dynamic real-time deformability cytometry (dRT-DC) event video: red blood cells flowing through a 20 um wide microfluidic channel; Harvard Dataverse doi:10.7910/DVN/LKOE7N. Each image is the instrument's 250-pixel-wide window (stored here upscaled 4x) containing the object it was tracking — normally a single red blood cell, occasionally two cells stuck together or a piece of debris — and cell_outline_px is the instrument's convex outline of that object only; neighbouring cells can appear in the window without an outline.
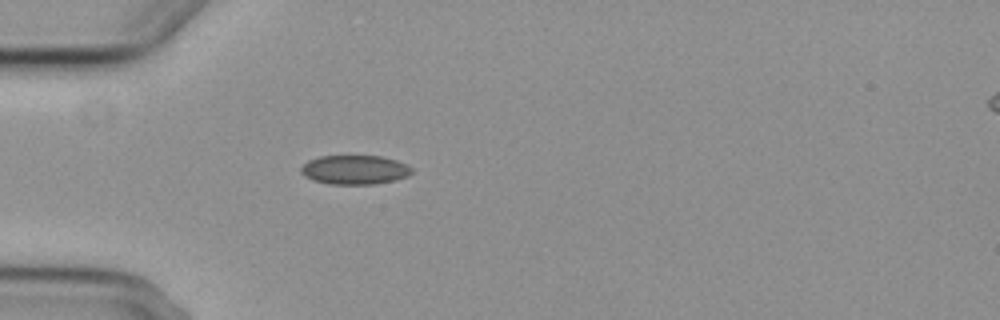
{"species": "common noctule bat (a hibernating species)", "species_latin": "Nyctalus noctula", "temperature_condition": "cold", "stored_images_in_passage": 4, "camera_frame_rate_fps": 3000, "um_per_image_px": 0.085, "animal": {"sex": "female", "body_mass_g": 29.2, "forearm_length_mm": 56.3}, "frame": {"image": 1, "passage_image": 4, "time_ms": 3.667, "image_size_px": [1000, 320], "cell_outline_px": [[412, 172], [408, 176], [376, 184], [328, 184], [312, 180], [304, 176], [300, 172], [300, 168], [308, 160], [320, 156], [380, 156], [396, 160], [412, 168]], "centroid_in_image_um": [30.11, 14.43], "position_along_channel_um": 54.9, "area_um2": 18.79}}